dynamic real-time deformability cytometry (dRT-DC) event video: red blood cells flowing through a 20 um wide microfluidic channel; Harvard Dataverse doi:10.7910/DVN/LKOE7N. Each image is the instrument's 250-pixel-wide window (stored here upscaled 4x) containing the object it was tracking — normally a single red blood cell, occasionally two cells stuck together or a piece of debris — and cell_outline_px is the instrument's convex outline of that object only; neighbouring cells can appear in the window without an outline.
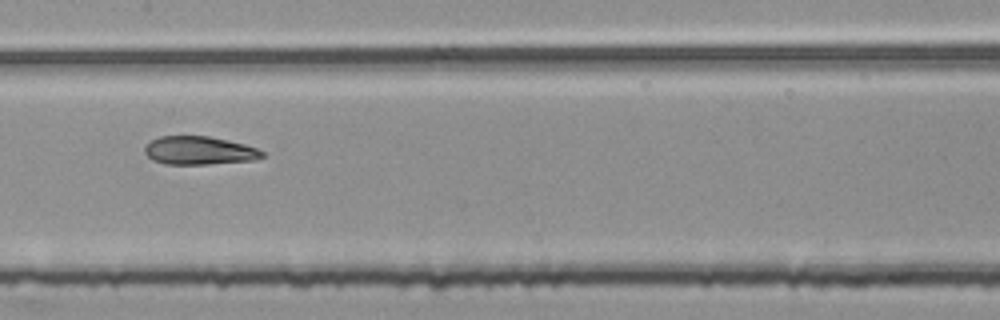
{"species": "common noctule bat (a hibernating species)", "species_latin": "Nyctalus noctula", "temperature_condition": "room temperature", "stored_images_in_passage": 55, "segment_of_instrument_passage": [2, 2], "camera_frame_rate_fps": 3000, "um_per_image_px": 0.085, "animal": {"sex": "female", "body_mass_g": 25.1}, "frame": {"image": 1, "passage_image": 28, "time_ms": 9.0, "image_size_px": [1000, 320], "cell_outline_px": [[264, 156], [252, 160], [204, 164], [168, 164], [152, 160], [144, 152], [144, 148], [152, 140], [160, 136], [208, 136], [228, 140], [244, 144], [256, 148], [264, 152]], "centroid_in_image_um": [16.92, 12.79], "position_along_channel_um": 190.5, "area_um2": 19.13}}
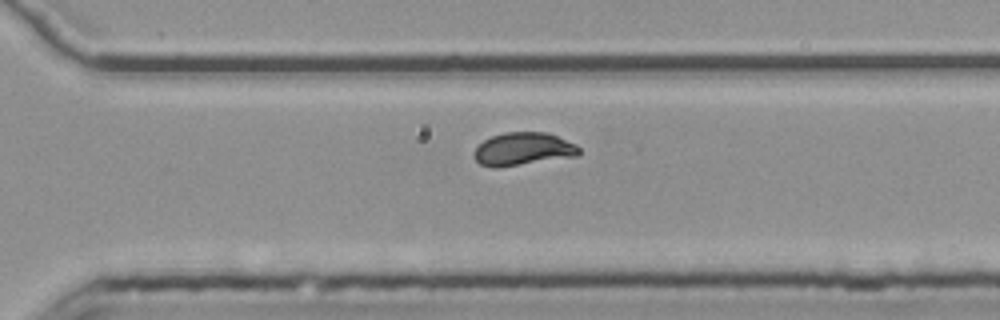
{"frame": {"image": 2, "passage_image": 39, "time_ms": 12.667, "image_size_px": [1000, 320], "cell_outline_px": [[580, 152], [576, 156], [496, 168], [492, 168], [480, 164], [472, 156], [472, 152], [484, 140], [492, 136], [504, 132], [548, 132], [576, 144], [580, 148]], "centroid_in_image_um": [44.44, 12.67], "position_along_channel_um": 326.2, "area_um2": 20.23}}
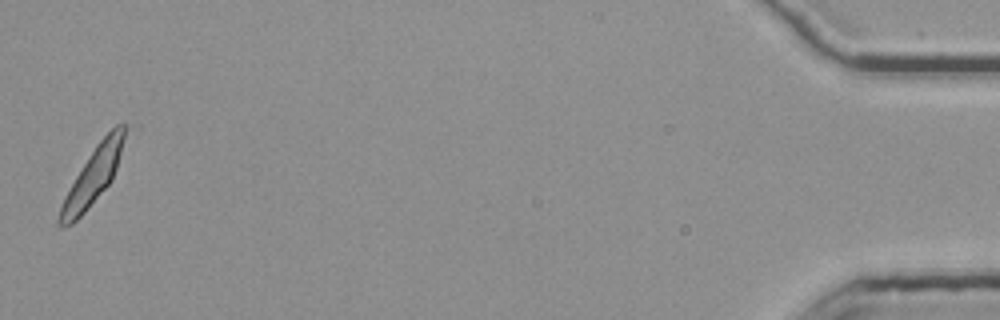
{"frame": {"image": 3, "passage_image": 55, "time_ms": 18.0, "image_size_px": [1000, 320], "cell_outline_px": [[128, 128], [116, 168], [112, 180], [84, 212], [72, 224], [56, 224], [56, 220], [64, 196], [76, 176], [96, 144], [116, 124], [124, 124]], "centroid_in_image_um": [7.91, 14.93], "position_along_channel_um": 427.3, "area_um2": 20.87}}